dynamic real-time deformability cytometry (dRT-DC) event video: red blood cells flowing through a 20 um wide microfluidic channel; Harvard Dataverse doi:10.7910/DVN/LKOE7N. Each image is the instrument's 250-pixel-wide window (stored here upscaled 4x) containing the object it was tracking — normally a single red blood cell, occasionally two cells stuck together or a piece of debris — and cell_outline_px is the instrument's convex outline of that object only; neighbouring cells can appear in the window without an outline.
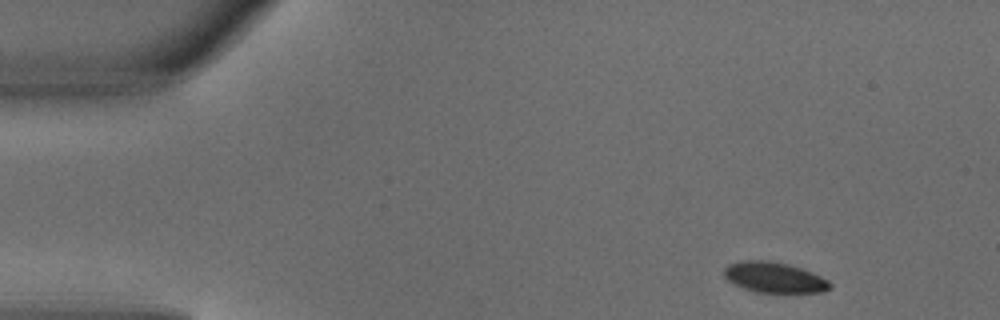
{"species": "common noctule bat (a hibernating species)", "species_latin": "Nyctalus noctula", "temperature_condition": "warm", "stored_images_in_passage": 3, "camera_frame_rate_fps": 3000, "um_per_image_px": 0.085, "animal": {"sex": "male", "body_mass_g": 18.8}, "frame": {"image": 1, "passage_image": 1, "time_ms": 0.0, "image_size_px": [1000, 320], "cell_outline_px": [[832, 284], [828, 288], [820, 292], [756, 292], [744, 288], [728, 280], [724, 276], [724, 268], [728, 264], [744, 260], [768, 260], [788, 264], [812, 272], [828, 280]], "centroid_in_image_um": [65.79, 23.56], "position_along_channel_um": 19.2, "area_um2": 18.61}}
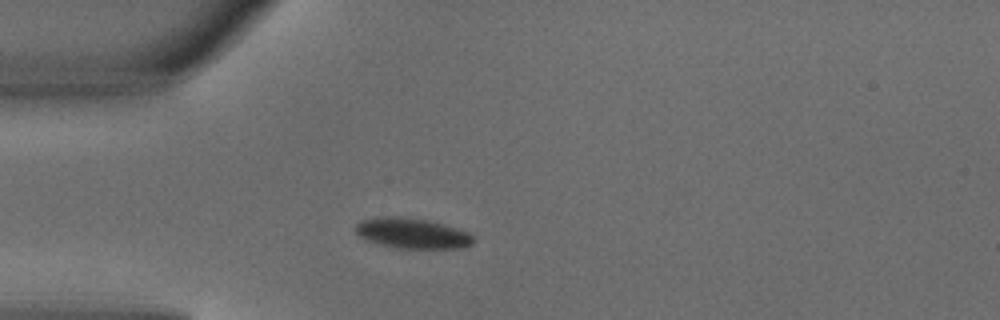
{"frame": {"image": 2, "passage_image": 3, "time_ms": 0.667, "image_size_px": [1000, 320], "cell_outline_px": [[472, 244], [460, 248], [400, 248], [380, 244], [368, 240], [360, 236], [356, 232], [356, 224], [360, 220], [384, 216], [392, 216], [428, 220], [468, 232], [472, 236]], "centroid_in_image_um": [35.01, 19.82], "position_along_channel_um": 50.0, "area_um2": 20.4}}